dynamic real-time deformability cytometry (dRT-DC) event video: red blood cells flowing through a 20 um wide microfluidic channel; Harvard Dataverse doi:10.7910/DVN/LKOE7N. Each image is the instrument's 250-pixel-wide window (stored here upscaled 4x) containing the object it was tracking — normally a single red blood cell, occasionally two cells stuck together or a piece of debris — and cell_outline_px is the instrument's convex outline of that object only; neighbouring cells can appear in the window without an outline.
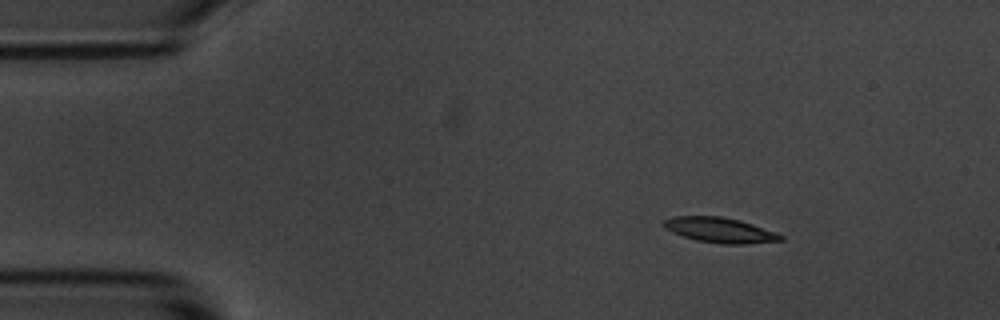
{"species": "common noctule bat (a hibernating species)", "species_latin": "Nyctalus noctula", "temperature_condition": "room temperature", "stored_images_in_passage": 5, "camera_frame_rate_fps": 3000, "um_per_image_px": 0.085, "animal": {"sex": "male", "body_mass_g": 20.1, "forearm_length_mm": 53.5}, "frame": {"image": 1, "passage_image": 3, "time_ms": 2.333, "image_size_px": [1000, 320], "cell_outline_px": [[784, 240], [744, 244], [720, 244], [696, 240], [672, 232], [664, 228], [660, 224], [664, 220], [672, 216], [720, 216], [740, 220], [776, 232], [784, 236]], "centroid_in_image_um": [61.17, 19.55], "position_along_channel_um": 23.8, "area_um2": 17.22}}